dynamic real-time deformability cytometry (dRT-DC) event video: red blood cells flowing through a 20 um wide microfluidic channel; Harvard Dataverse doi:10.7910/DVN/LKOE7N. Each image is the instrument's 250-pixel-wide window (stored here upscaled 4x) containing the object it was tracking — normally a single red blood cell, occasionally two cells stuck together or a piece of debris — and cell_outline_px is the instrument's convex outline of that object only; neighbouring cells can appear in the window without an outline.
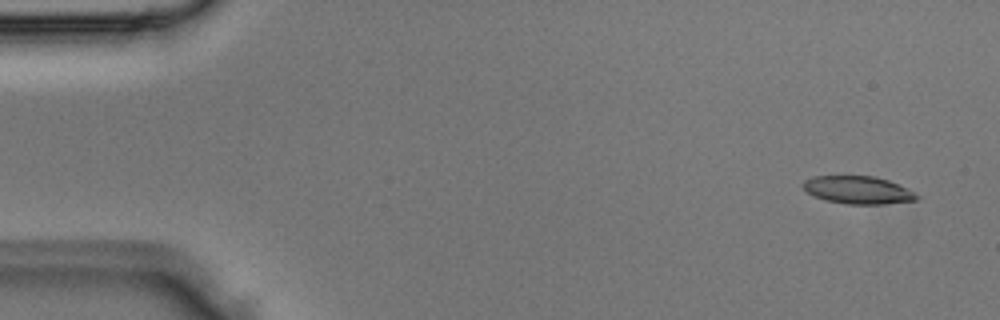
{"species": "Egyptian fruit bat (a non-hibernating species)", "species_latin": "Rousettus aegyptiacus", "temperature_condition": "room temperature", "stored_images_in_passage": 3, "camera_frame_rate_fps": 3000, "um_per_image_px": 0.085, "animal": {"sex": "male"}, "frame": {"image": 1, "passage_image": 1, "time_ms": 0.0, "image_size_px": [1000, 320], "cell_outline_px": [[920, 200], [884, 204], [848, 204], [828, 200], [816, 196], [808, 192], [804, 188], [804, 180], [812, 176], [876, 176], [888, 180], [908, 188], [920, 196]], "centroid_in_image_um": [73.01, 16.15], "position_along_channel_um": 12.0, "area_um2": 18.32}}